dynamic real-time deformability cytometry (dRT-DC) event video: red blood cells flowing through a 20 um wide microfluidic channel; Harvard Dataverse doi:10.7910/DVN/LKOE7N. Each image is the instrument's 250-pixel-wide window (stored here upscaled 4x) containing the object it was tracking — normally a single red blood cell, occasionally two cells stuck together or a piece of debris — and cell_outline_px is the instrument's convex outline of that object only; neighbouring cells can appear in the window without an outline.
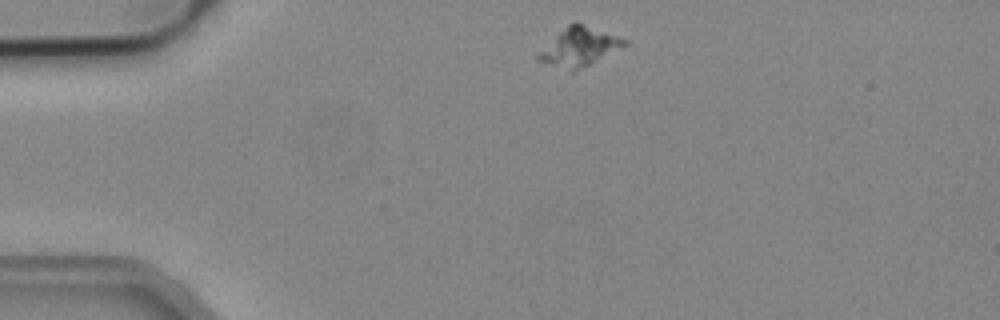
{"species": "common noctule bat (a hibernating species)", "species_latin": "Nyctalus noctula", "temperature_condition": "cold", "stored_images_in_passage": 3, "camera_frame_rate_fps": 3000, "um_per_image_px": 0.085, "animal": {"sex": "male", "body_mass_g": 19.2, "forearm_length_mm": 51.8}, "frame": {"image": 1, "passage_image": 1, "time_ms": 0.0, "image_size_px": [1000, 320], "cell_outline_px": [[628, 44], [572, 72], [568, 72], [536, 60], [536, 56], [568, 24], [580, 24], [628, 40]], "centroid_in_image_um": [49.2, 4.04], "position_along_channel_um": 35.8, "area_um2": 18.38}}
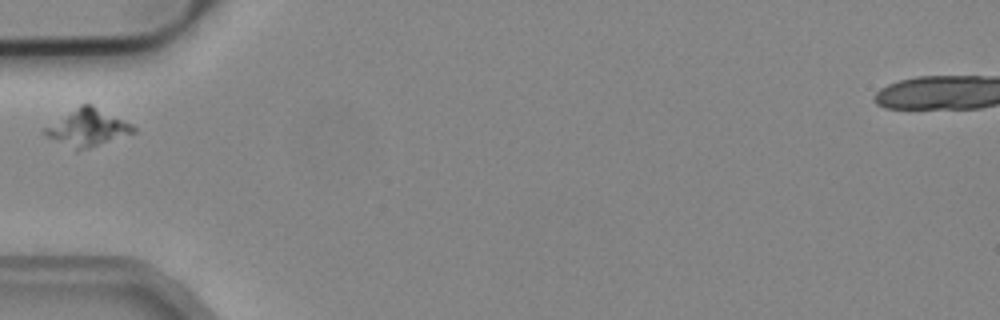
{"frame": {"image": 2, "passage_image": 3, "time_ms": 0.667, "image_size_px": [1000, 320], "cell_outline_px": [[136, 132], [76, 152], [40, 132], [44, 128], [80, 104], [92, 104], [132, 124], [136, 128]], "centroid_in_image_um": [7.43, 10.86], "position_along_channel_um": 77.6, "area_um2": 18.96}}